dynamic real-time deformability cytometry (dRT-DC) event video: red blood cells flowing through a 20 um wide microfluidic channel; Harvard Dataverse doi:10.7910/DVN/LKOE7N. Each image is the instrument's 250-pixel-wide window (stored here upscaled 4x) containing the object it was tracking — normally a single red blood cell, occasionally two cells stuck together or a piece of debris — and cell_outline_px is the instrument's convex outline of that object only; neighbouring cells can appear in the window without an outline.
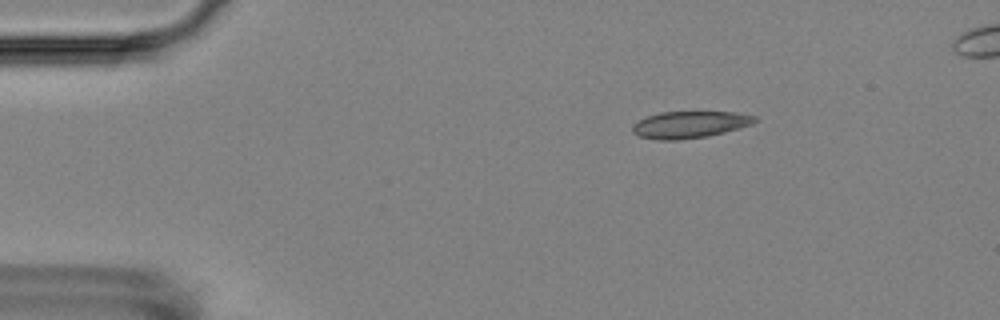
{"species": "Egyptian fruit bat (a non-hibernating species)", "species_latin": "Rousettus aegyptiacus", "temperature_condition": "room temperature", "stored_images_in_passage": 5, "camera_frame_rate_fps": 3000, "um_per_image_px": 0.085, "animal": {"sex": "female"}, "frame": {"image": 1, "passage_image": 2, "time_ms": 2.0, "image_size_px": [1000, 320], "cell_outline_px": [[760, 120], [752, 124], [740, 128], [708, 136], [676, 140], [660, 140], [640, 136], [632, 132], [632, 124], [648, 116], [660, 112], [736, 112], [756, 116]], "centroid_in_image_um": [58.67, 10.59], "position_along_channel_um": 26.3, "area_um2": 19.13}}